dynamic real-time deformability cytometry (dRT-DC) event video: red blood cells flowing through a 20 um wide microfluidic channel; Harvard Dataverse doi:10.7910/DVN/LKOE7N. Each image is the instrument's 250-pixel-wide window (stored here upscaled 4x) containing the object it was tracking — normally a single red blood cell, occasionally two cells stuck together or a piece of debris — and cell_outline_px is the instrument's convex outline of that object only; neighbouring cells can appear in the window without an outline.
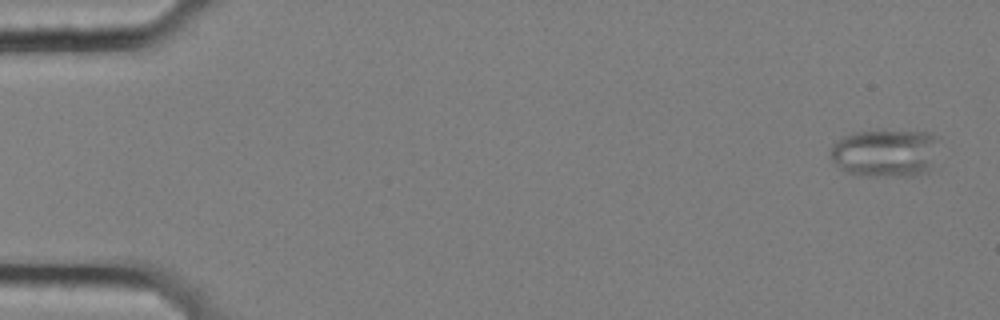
{"species": "common noctule bat (a hibernating species)", "species_latin": "Nyctalus noctula", "temperature_condition": "cold", "stored_images_in_passage": 59, "segment_of_instrument_passage": [1, 2], "camera_frame_rate_fps": 3000, "um_per_image_px": 0.085, "animal": {"sex": "female", "body_mass_g": 25.1}, "frame": {"image": 1, "passage_image": 3, "time_ms": 0.667, "image_size_px": [1000, 320], "cell_outline_px": [[940, 136], [928, 172], [912, 176], [868, 176], [848, 172], [840, 168], [828, 156], [832, 144], [844, 136], [852, 132], [884, 128], [932, 132]], "centroid_in_image_um": [75.25, 12.94], "position_along_channel_um": 9.7, "area_um2": 31.33}}